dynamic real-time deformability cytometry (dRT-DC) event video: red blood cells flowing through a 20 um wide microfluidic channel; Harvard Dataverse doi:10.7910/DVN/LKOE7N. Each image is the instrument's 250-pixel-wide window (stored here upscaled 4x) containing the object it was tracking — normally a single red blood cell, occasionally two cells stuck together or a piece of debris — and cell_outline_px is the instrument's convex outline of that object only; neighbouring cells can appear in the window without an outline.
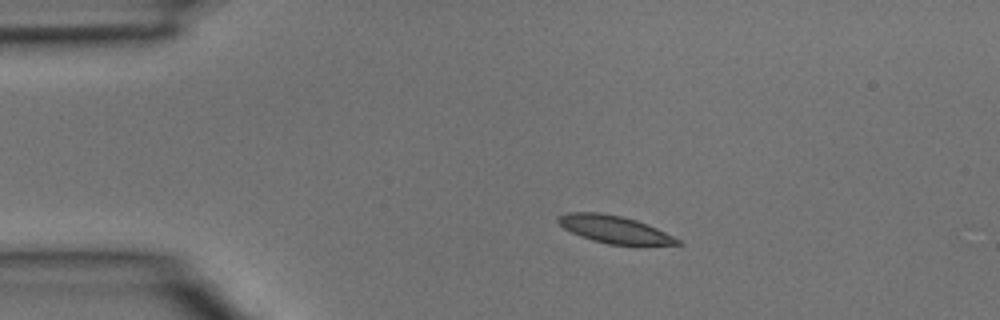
{"species": "common noctule bat (a hibernating species)", "species_latin": "Nyctalus noctula", "temperature_condition": "room temperature", "stored_images_in_passage": 3, "camera_frame_rate_fps": 3000, "um_per_image_px": 0.085, "animal": {"sex": "male", "body_mass_g": 15.6}, "frame": {"image": 1, "passage_image": 2, "time_ms": 0.333, "image_size_px": [1000, 320], "cell_outline_px": [[684, 244], [608, 244], [592, 240], [580, 236], [564, 228], [556, 220], [556, 216], [564, 212], [600, 212], [620, 216], [636, 220], [648, 224], [680, 240]], "centroid_in_image_um": [52.15, 19.47], "position_along_channel_um": 32.9, "area_um2": 18.84}}